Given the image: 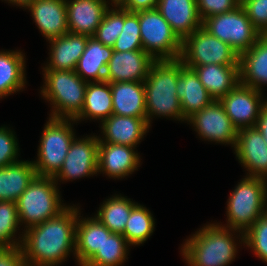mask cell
<instances>
[{"instance_id":"cell-1","label":"cell","mask_w":267,"mask_h":266,"mask_svg":"<svg viewBox=\"0 0 267 266\" xmlns=\"http://www.w3.org/2000/svg\"><path fill=\"white\" fill-rule=\"evenodd\" d=\"M77 209L67 207L58 216L26 229L20 248L28 266L57 265L65 260L72 248L75 250L76 224L80 215Z\"/></svg>"},{"instance_id":"cell-2","label":"cell","mask_w":267,"mask_h":266,"mask_svg":"<svg viewBox=\"0 0 267 266\" xmlns=\"http://www.w3.org/2000/svg\"><path fill=\"white\" fill-rule=\"evenodd\" d=\"M179 75L180 59L155 61L150 67L143 82L148 124L153 115L185 120L176 91Z\"/></svg>"},{"instance_id":"cell-3","label":"cell","mask_w":267,"mask_h":266,"mask_svg":"<svg viewBox=\"0 0 267 266\" xmlns=\"http://www.w3.org/2000/svg\"><path fill=\"white\" fill-rule=\"evenodd\" d=\"M229 230L234 229L210 224L188 239L182 253L189 266H226L233 261L237 249Z\"/></svg>"},{"instance_id":"cell-4","label":"cell","mask_w":267,"mask_h":266,"mask_svg":"<svg viewBox=\"0 0 267 266\" xmlns=\"http://www.w3.org/2000/svg\"><path fill=\"white\" fill-rule=\"evenodd\" d=\"M41 93L54 105L52 118L75 119L82 111L87 81L75 70L44 69Z\"/></svg>"},{"instance_id":"cell-5","label":"cell","mask_w":267,"mask_h":266,"mask_svg":"<svg viewBox=\"0 0 267 266\" xmlns=\"http://www.w3.org/2000/svg\"><path fill=\"white\" fill-rule=\"evenodd\" d=\"M266 179L246 176L230 194L227 217V228L234 229L244 234L254 222L267 213Z\"/></svg>"},{"instance_id":"cell-6","label":"cell","mask_w":267,"mask_h":266,"mask_svg":"<svg viewBox=\"0 0 267 266\" xmlns=\"http://www.w3.org/2000/svg\"><path fill=\"white\" fill-rule=\"evenodd\" d=\"M55 185L53 177L36 176L17 199L19 221L26 222L27 229L58 216L67 208L61 204Z\"/></svg>"},{"instance_id":"cell-7","label":"cell","mask_w":267,"mask_h":266,"mask_svg":"<svg viewBox=\"0 0 267 266\" xmlns=\"http://www.w3.org/2000/svg\"><path fill=\"white\" fill-rule=\"evenodd\" d=\"M70 120L74 121L49 118L41 137L38 159L32 162L37 176L54 177L61 169L75 136Z\"/></svg>"},{"instance_id":"cell-8","label":"cell","mask_w":267,"mask_h":266,"mask_svg":"<svg viewBox=\"0 0 267 266\" xmlns=\"http://www.w3.org/2000/svg\"><path fill=\"white\" fill-rule=\"evenodd\" d=\"M139 24L143 51L156 61L180 59L182 40L157 9L139 11Z\"/></svg>"},{"instance_id":"cell-9","label":"cell","mask_w":267,"mask_h":266,"mask_svg":"<svg viewBox=\"0 0 267 266\" xmlns=\"http://www.w3.org/2000/svg\"><path fill=\"white\" fill-rule=\"evenodd\" d=\"M202 27L222 42L229 44L239 56L248 51L262 36L241 5L232 11L204 19Z\"/></svg>"},{"instance_id":"cell-10","label":"cell","mask_w":267,"mask_h":266,"mask_svg":"<svg viewBox=\"0 0 267 266\" xmlns=\"http://www.w3.org/2000/svg\"><path fill=\"white\" fill-rule=\"evenodd\" d=\"M239 59L240 56L229 44L211 35L202 26L182 41L180 60L185 66L239 65Z\"/></svg>"},{"instance_id":"cell-11","label":"cell","mask_w":267,"mask_h":266,"mask_svg":"<svg viewBox=\"0 0 267 266\" xmlns=\"http://www.w3.org/2000/svg\"><path fill=\"white\" fill-rule=\"evenodd\" d=\"M261 91L239 83L219 101L237 130L256 127L267 101L261 102Z\"/></svg>"},{"instance_id":"cell-12","label":"cell","mask_w":267,"mask_h":266,"mask_svg":"<svg viewBox=\"0 0 267 266\" xmlns=\"http://www.w3.org/2000/svg\"><path fill=\"white\" fill-rule=\"evenodd\" d=\"M204 139L236 146L238 130L219 100L212 101L188 119Z\"/></svg>"},{"instance_id":"cell-13","label":"cell","mask_w":267,"mask_h":266,"mask_svg":"<svg viewBox=\"0 0 267 266\" xmlns=\"http://www.w3.org/2000/svg\"><path fill=\"white\" fill-rule=\"evenodd\" d=\"M98 146L97 136L79 140L74 138L61 169L53 177L54 180L76 179L97 174Z\"/></svg>"},{"instance_id":"cell-14","label":"cell","mask_w":267,"mask_h":266,"mask_svg":"<svg viewBox=\"0 0 267 266\" xmlns=\"http://www.w3.org/2000/svg\"><path fill=\"white\" fill-rule=\"evenodd\" d=\"M155 61L143 50L113 51L106 67L105 81L109 83L144 82Z\"/></svg>"},{"instance_id":"cell-15","label":"cell","mask_w":267,"mask_h":266,"mask_svg":"<svg viewBox=\"0 0 267 266\" xmlns=\"http://www.w3.org/2000/svg\"><path fill=\"white\" fill-rule=\"evenodd\" d=\"M235 148L240 163L248 169L250 177L267 176V144L257 127L238 130Z\"/></svg>"},{"instance_id":"cell-16","label":"cell","mask_w":267,"mask_h":266,"mask_svg":"<svg viewBox=\"0 0 267 266\" xmlns=\"http://www.w3.org/2000/svg\"><path fill=\"white\" fill-rule=\"evenodd\" d=\"M156 9L182 41L202 26L196 0H158Z\"/></svg>"},{"instance_id":"cell-17","label":"cell","mask_w":267,"mask_h":266,"mask_svg":"<svg viewBox=\"0 0 267 266\" xmlns=\"http://www.w3.org/2000/svg\"><path fill=\"white\" fill-rule=\"evenodd\" d=\"M65 2L69 33L94 36L109 8L106 0H65Z\"/></svg>"},{"instance_id":"cell-18","label":"cell","mask_w":267,"mask_h":266,"mask_svg":"<svg viewBox=\"0 0 267 266\" xmlns=\"http://www.w3.org/2000/svg\"><path fill=\"white\" fill-rule=\"evenodd\" d=\"M176 91L186 121L214 101L200 82L196 72L185 66L181 60Z\"/></svg>"},{"instance_id":"cell-19","label":"cell","mask_w":267,"mask_h":266,"mask_svg":"<svg viewBox=\"0 0 267 266\" xmlns=\"http://www.w3.org/2000/svg\"><path fill=\"white\" fill-rule=\"evenodd\" d=\"M27 8L48 40L69 32L65 0H35Z\"/></svg>"},{"instance_id":"cell-20","label":"cell","mask_w":267,"mask_h":266,"mask_svg":"<svg viewBox=\"0 0 267 266\" xmlns=\"http://www.w3.org/2000/svg\"><path fill=\"white\" fill-rule=\"evenodd\" d=\"M126 145L99 142L98 172L104 171L109 177H125L139 167L138 153Z\"/></svg>"},{"instance_id":"cell-21","label":"cell","mask_w":267,"mask_h":266,"mask_svg":"<svg viewBox=\"0 0 267 266\" xmlns=\"http://www.w3.org/2000/svg\"><path fill=\"white\" fill-rule=\"evenodd\" d=\"M101 122L105 140L100 138L99 142L130 147H136L150 126L145 118L114 114Z\"/></svg>"},{"instance_id":"cell-22","label":"cell","mask_w":267,"mask_h":266,"mask_svg":"<svg viewBox=\"0 0 267 266\" xmlns=\"http://www.w3.org/2000/svg\"><path fill=\"white\" fill-rule=\"evenodd\" d=\"M192 68L214 100H220L240 83V65L208 64Z\"/></svg>"},{"instance_id":"cell-23","label":"cell","mask_w":267,"mask_h":266,"mask_svg":"<svg viewBox=\"0 0 267 266\" xmlns=\"http://www.w3.org/2000/svg\"><path fill=\"white\" fill-rule=\"evenodd\" d=\"M114 115L145 118V86L143 82L110 83Z\"/></svg>"},{"instance_id":"cell-24","label":"cell","mask_w":267,"mask_h":266,"mask_svg":"<svg viewBox=\"0 0 267 266\" xmlns=\"http://www.w3.org/2000/svg\"><path fill=\"white\" fill-rule=\"evenodd\" d=\"M240 83L261 91L267 84V35H262L256 43L240 55Z\"/></svg>"},{"instance_id":"cell-25","label":"cell","mask_w":267,"mask_h":266,"mask_svg":"<svg viewBox=\"0 0 267 266\" xmlns=\"http://www.w3.org/2000/svg\"><path fill=\"white\" fill-rule=\"evenodd\" d=\"M49 41L50 62L44 69L75 70L79 58L85 51L88 36L68 32Z\"/></svg>"},{"instance_id":"cell-26","label":"cell","mask_w":267,"mask_h":266,"mask_svg":"<svg viewBox=\"0 0 267 266\" xmlns=\"http://www.w3.org/2000/svg\"><path fill=\"white\" fill-rule=\"evenodd\" d=\"M111 233L96 217L83 220L77 218L74 254L80 266L101 249L106 237Z\"/></svg>"},{"instance_id":"cell-27","label":"cell","mask_w":267,"mask_h":266,"mask_svg":"<svg viewBox=\"0 0 267 266\" xmlns=\"http://www.w3.org/2000/svg\"><path fill=\"white\" fill-rule=\"evenodd\" d=\"M36 176L31 161H18L0 168V201L16 202Z\"/></svg>"},{"instance_id":"cell-28","label":"cell","mask_w":267,"mask_h":266,"mask_svg":"<svg viewBox=\"0 0 267 266\" xmlns=\"http://www.w3.org/2000/svg\"><path fill=\"white\" fill-rule=\"evenodd\" d=\"M113 51V47L102 44L93 36H88L85 51L79 58L75 72L87 82L91 81L87 79L89 76L95 82L105 81L106 67Z\"/></svg>"},{"instance_id":"cell-29","label":"cell","mask_w":267,"mask_h":266,"mask_svg":"<svg viewBox=\"0 0 267 266\" xmlns=\"http://www.w3.org/2000/svg\"><path fill=\"white\" fill-rule=\"evenodd\" d=\"M112 113L113 105L110 83L108 81L88 82L82 111L74 121L84 119L85 117L92 119L100 118L103 121L109 118Z\"/></svg>"},{"instance_id":"cell-30","label":"cell","mask_w":267,"mask_h":266,"mask_svg":"<svg viewBox=\"0 0 267 266\" xmlns=\"http://www.w3.org/2000/svg\"><path fill=\"white\" fill-rule=\"evenodd\" d=\"M24 64L20 51L0 52V98L25 86Z\"/></svg>"},{"instance_id":"cell-31","label":"cell","mask_w":267,"mask_h":266,"mask_svg":"<svg viewBox=\"0 0 267 266\" xmlns=\"http://www.w3.org/2000/svg\"><path fill=\"white\" fill-rule=\"evenodd\" d=\"M136 204L125 197L114 196L107 199L95 216L111 232L122 234L130 213Z\"/></svg>"},{"instance_id":"cell-32","label":"cell","mask_w":267,"mask_h":266,"mask_svg":"<svg viewBox=\"0 0 267 266\" xmlns=\"http://www.w3.org/2000/svg\"><path fill=\"white\" fill-rule=\"evenodd\" d=\"M127 240L120 233H111L106 237L101 249L83 266H120L126 259Z\"/></svg>"},{"instance_id":"cell-33","label":"cell","mask_w":267,"mask_h":266,"mask_svg":"<svg viewBox=\"0 0 267 266\" xmlns=\"http://www.w3.org/2000/svg\"><path fill=\"white\" fill-rule=\"evenodd\" d=\"M154 224L150 211L137 203L130 213L122 235L128 244L140 245L150 237Z\"/></svg>"},{"instance_id":"cell-34","label":"cell","mask_w":267,"mask_h":266,"mask_svg":"<svg viewBox=\"0 0 267 266\" xmlns=\"http://www.w3.org/2000/svg\"><path fill=\"white\" fill-rule=\"evenodd\" d=\"M113 50L119 52L143 50L140 34L139 11L130 12L124 9L123 29L113 46Z\"/></svg>"},{"instance_id":"cell-35","label":"cell","mask_w":267,"mask_h":266,"mask_svg":"<svg viewBox=\"0 0 267 266\" xmlns=\"http://www.w3.org/2000/svg\"><path fill=\"white\" fill-rule=\"evenodd\" d=\"M19 224L16 202L0 201V248L21 246L11 238L14 237Z\"/></svg>"},{"instance_id":"cell-36","label":"cell","mask_w":267,"mask_h":266,"mask_svg":"<svg viewBox=\"0 0 267 266\" xmlns=\"http://www.w3.org/2000/svg\"><path fill=\"white\" fill-rule=\"evenodd\" d=\"M124 25V9L117 8L105 12L101 24L97 27L95 37L98 41L106 46L113 47Z\"/></svg>"},{"instance_id":"cell-37","label":"cell","mask_w":267,"mask_h":266,"mask_svg":"<svg viewBox=\"0 0 267 266\" xmlns=\"http://www.w3.org/2000/svg\"><path fill=\"white\" fill-rule=\"evenodd\" d=\"M241 237L257 257L267 262V213L259 217Z\"/></svg>"},{"instance_id":"cell-38","label":"cell","mask_w":267,"mask_h":266,"mask_svg":"<svg viewBox=\"0 0 267 266\" xmlns=\"http://www.w3.org/2000/svg\"><path fill=\"white\" fill-rule=\"evenodd\" d=\"M240 5L260 34L267 35V0H241Z\"/></svg>"},{"instance_id":"cell-39","label":"cell","mask_w":267,"mask_h":266,"mask_svg":"<svg viewBox=\"0 0 267 266\" xmlns=\"http://www.w3.org/2000/svg\"><path fill=\"white\" fill-rule=\"evenodd\" d=\"M15 138L12 131L0 127V168L18 162V143Z\"/></svg>"},{"instance_id":"cell-40","label":"cell","mask_w":267,"mask_h":266,"mask_svg":"<svg viewBox=\"0 0 267 266\" xmlns=\"http://www.w3.org/2000/svg\"><path fill=\"white\" fill-rule=\"evenodd\" d=\"M241 0H196L202 21L210 16L229 12L238 7Z\"/></svg>"},{"instance_id":"cell-41","label":"cell","mask_w":267,"mask_h":266,"mask_svg":"<svg viewBox=\"0 0 267 266\" xmlns=\"http://www.w3.org/2000/svg\"><path fill=\"white\" fill-rule=\"evenodd\" d=\"M0 266H28L20 247L0 248Z\"/></svg>"},{"instance_id":"cell-42","label":"cell","mask_w":267,"mask_h":266,"mask_svg":"<svg viewBox=\"0 0 267 266\" xmlns=\"http://www.w3.org/2000/svg\"><path fill=\"white\" fill-rule=\"evenodd\" d=\"M158 0H116L115 7L126 9L130 12L156 9Z\"/></svg>"},{"instance_id":"cell-43","label":"cell","mask_w":267,"mask_h":266,"mask_svg":"<svg viewBox=\"0 0 267 266\" xmlns=\"http://www.w3.org/2000/svg\"><path fill=\"white\" fill-rule=\"evenodd\" d=\"M256 127L263 135V137L266 141V144H267V104L261 110L259 120L257 121Z\"/></svg>"},{"instance_id":"cell-44","label":"cell","mask_w":267,"mask_h":266,"mask_svg":"<svg viewBox=\"0 0 267 266\" xmlns=\"http://www.w3.org/2000/svg\"><path fill=\"white\" fill-rule=\"evenodd\" d=\"M10 3L17 4L22 7H28L30 4H32L35 0H7Z\"/></svg>"}]
</instances>
